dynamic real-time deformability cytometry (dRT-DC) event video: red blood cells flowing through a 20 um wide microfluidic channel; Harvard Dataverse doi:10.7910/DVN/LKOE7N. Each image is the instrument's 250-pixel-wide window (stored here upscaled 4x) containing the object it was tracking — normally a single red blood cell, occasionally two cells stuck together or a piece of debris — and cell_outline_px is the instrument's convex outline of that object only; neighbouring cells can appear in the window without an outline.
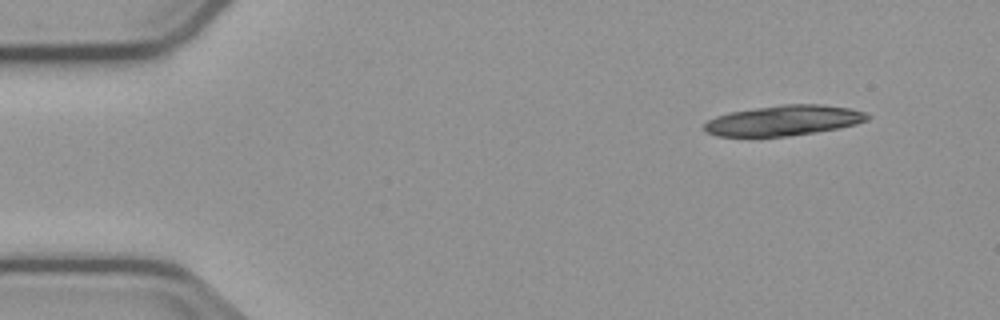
{"species": "common noctule bat (a hibernating species)", "species_latin": "Nyctalus noctula", "temperature_condition": "cold", "stored_images_in_passage": 13, "camera_frame_rate_fps": 3000, "um_per_image_px": 0.085, "animal": {"sex": "male", "body_mass_g": 23.1, "forearm_length_mm": 52.7}, "frame": {"image": 1, "passage_image": 1, "time_ms": 0.0, "image_size_px": [1000, 320], "cell_outline_px": [[872, 116], [868, 120], [856, 124], [816, 132], [788, 136], [716, 136], [704, 132], [704, 124], [708, 120], [716, 116], [728, 112], [784, 104], [820, 104], [848, 108], [864, 112]], "centroid_in_image_um": [66.59, 10.24], "position_along_channel_um": 18.4, "area_um2": 28.73}}
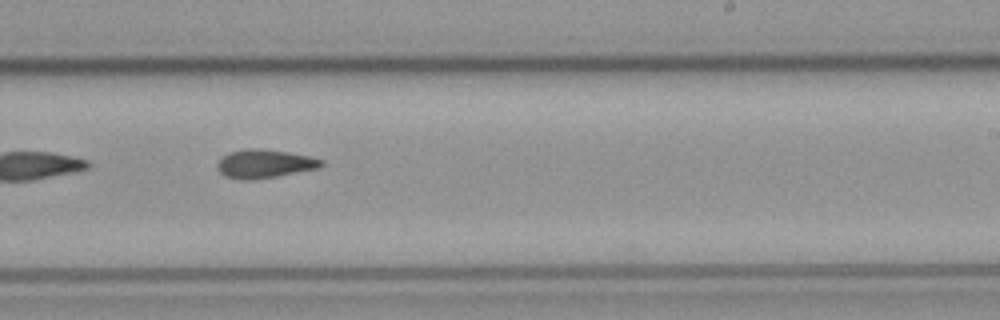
{"frame": {"image": 2, "passage_image": 8, "time_ms": 9.333, "image_size_px": [1000, 320], "cell_outline_px": [[324, 164], [320, 168], [276, 176], [248, 180], [244, 180], [224, 176], [216, 168], [216, 164], [228, 152], [248, 148], [260, 148], [308, 156], [324, 160]], "centroid_in_image_um": [22.47, 13.92], "position_along_channel_um": 266.5, "area_um2": 17.17}}
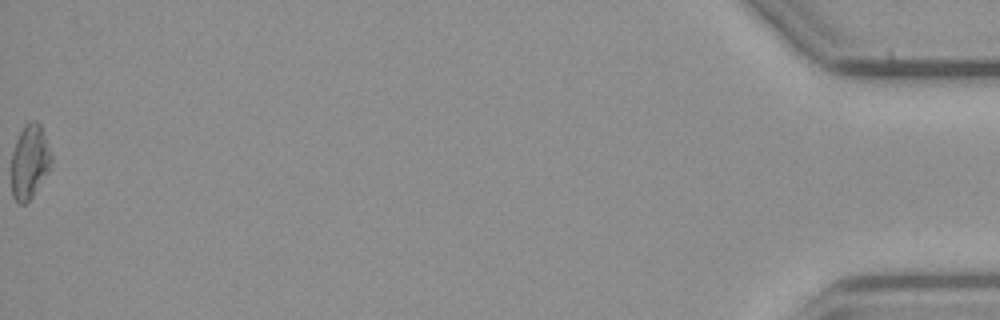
{"frame": {"image": 3, "passage_image": 13, "time_ms": 16.667, "image_size_px": [1000, 320], "cell_outline_px": [[52, 164], [32, 196], [24, 204], [20, 204], [12, 196], [12, 152], [16, 140], [24, 124], [32, 120], [36, 120], [40, 124], [52, 156]], "centroid_in_image_um": [2.51, 13.71], "position_along_channel_um": 432.7, "area_um2": 16.99}}